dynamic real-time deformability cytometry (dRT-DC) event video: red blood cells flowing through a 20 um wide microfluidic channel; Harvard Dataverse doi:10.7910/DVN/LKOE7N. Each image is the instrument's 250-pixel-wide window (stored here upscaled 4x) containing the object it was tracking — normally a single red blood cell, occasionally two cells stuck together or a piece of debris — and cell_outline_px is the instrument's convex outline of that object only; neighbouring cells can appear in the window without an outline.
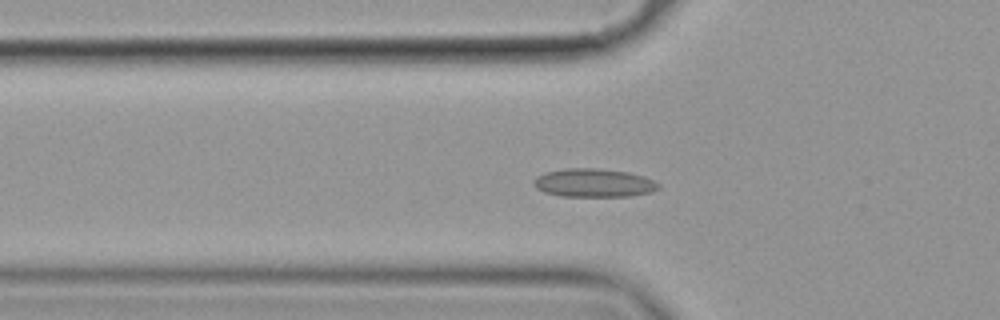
{"species": "common noctule bat (a hibernating species)", "species_latin": "Nyctalus noctula", "temperature_condition": "cold", "stored_images_in_passage": 40, "camera_frame_rate_fps": 3000, "um_per_image_px": 0.085, "animal": {"sex": "female", "body_mass_g": 19.9}, "frame": {"image": 1, "passage_image": 2, "time_ms": 0.333, "image_size_px": [1000, 320], "cell_outline_px": [[660, 188], [652, 192], [632, 196], [560, 196], [544, 192], [536, 188], [532, 180], [536, 176], [544, 172], [568, 168], [596, 168], [624, 172], [640, 176], [652, 180], [660, 184]], "centroid_in_image_um": [50.43, 15.55], "position_along_channel_um": 75.4, "area_um2": 20.58}}
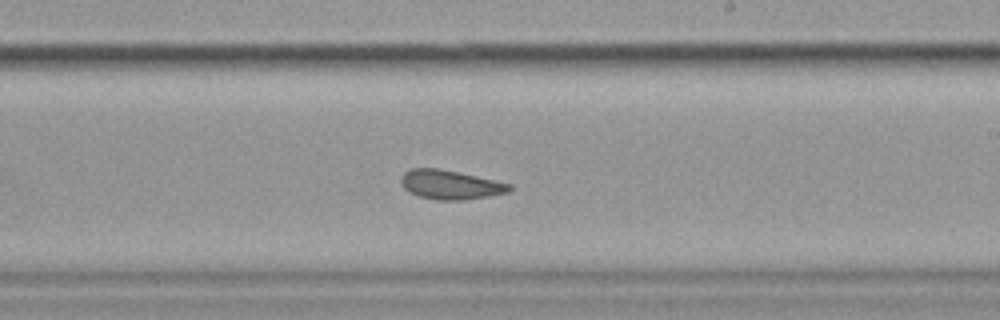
{"frame": {"image": 2, "passage_image": 17, "time_ms": 5.333, "image_size_px": [1000, 320], "cell_outline_px": [[512, 188], [508, 192], [488, 196], [464, 200], [436, 200], [420, 196], [408, 192], [400, 184], [400, 176], [404, 172], [412, 168], [436, 168], [476, 176], [512, 184]], "centroid_in_image_um": [38.24, 15.7], "position_along_channel_um": 250.8, "area_um2": 18.38}}
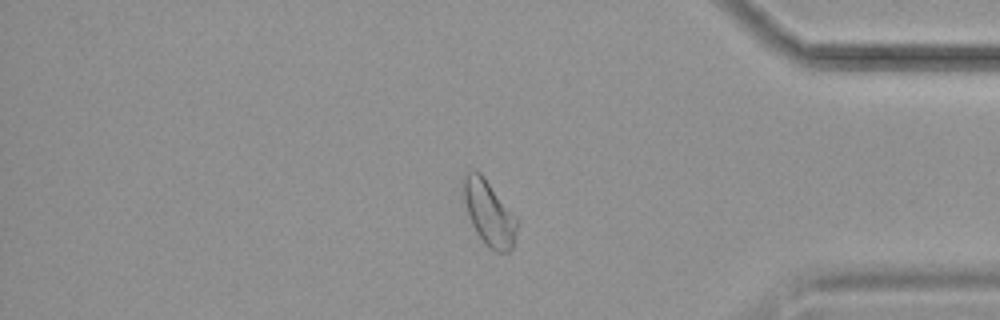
{"frame": {"image": 3, "passage_image": 31, "time_ms": 10.0, "image_size_px": [1000, 320], "cell_outline_px": [[520, 220], [512, 248], [508, 252], [496, 252], [488, 248], [484, 244], [476, 232], [472, 224], [468, 212], [464, 196], [464, 180], [468, 172], [480, 172], [484, 176]], "centroid_in_image_um": [41.64, 18.17], "position_along_channel_um": 393.6, "area_um2": 20.17}, "authors_computed_cell_mechanics": {"area_um2": 18.8717, "velocity_mm_per_s": 3.5098, "shape_relaxation_time_tau1_ms": null, "shape_relaxation_time_tau2_ms": 2.2446, "deformation_change_tau1": null, "deformation_change_tau2": 0.0662}}